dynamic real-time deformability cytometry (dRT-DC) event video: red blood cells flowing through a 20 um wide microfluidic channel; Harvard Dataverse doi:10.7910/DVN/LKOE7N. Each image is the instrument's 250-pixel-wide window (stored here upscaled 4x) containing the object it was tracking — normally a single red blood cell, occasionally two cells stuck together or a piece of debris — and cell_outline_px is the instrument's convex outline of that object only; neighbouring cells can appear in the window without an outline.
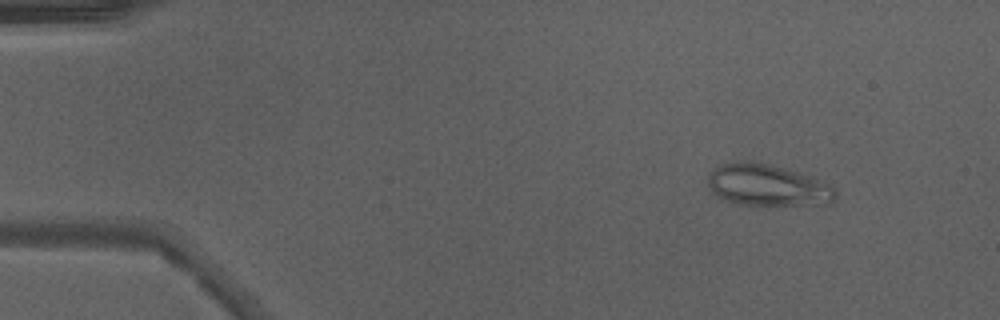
{"species": "Egyptian fruit bat (a non-hibernating species)", "species_latin": "Rousettus aegyptiacus", "temperature_condition": "warm", "stored_images_in_passage": 44, "camera_frame_rate_fps": 3000, "um_per_image_px": 0.085, "animal": {"sex": "male"}, "frame": {"image": 1, "passage_image": 1, "time_ms": 0.0, "image_size_px": [1000, 320], "cell_outline_px": [[836, 200], [828, 204], [740, 204], [716, 196], [708, 184], [708, 172], [720, 164], [736, 160], [772, 164], [812, 176], [836, 188]], "centroid_in_image_um": [65.24, 15.71], "position_along_channel_um": 19.8, "area_um2": 30.92}}
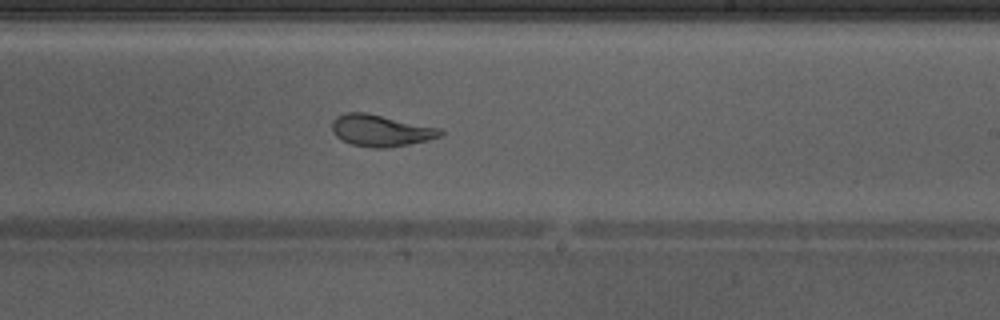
{"frame": {"image": 2, "passage_image": 25, "time_ms": 8.0, "image_size_px": [1000, 320], "cell_outline_px": [[444, 132], [440, 136], [428, 140], [388, 148], [372, 148], [352, 144], [336, 136], [332, 132], [332, 120], [336, 116], [344, 112], [364, 112], [440, 128]], "centroid_in_image_um": [32.34, 11.09], "position_along_channel_um": 256.7, "area_um2": 19.88}}
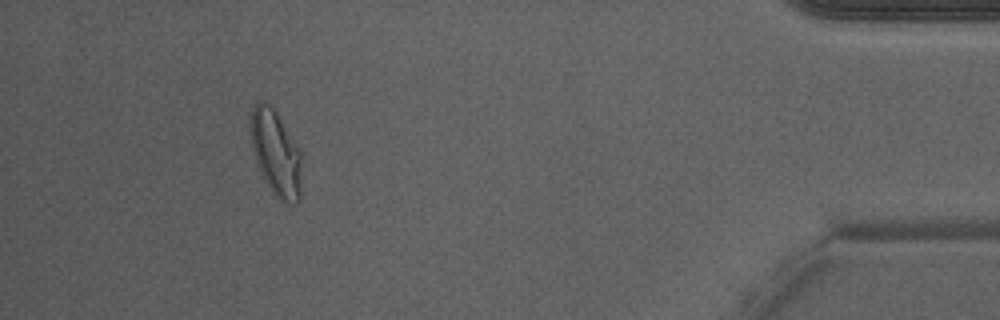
{"frame": {"image": 3, "passage_image": 40, "time_ms": 13.0, "image_size_px": [1000, 320], "cell_outline_px": [[300, 200], [296, 204], [292, 204], [280, 200], [276, 196], [268, 184], [256, 160], [252, 148], [248, 132], [248, 120], [252, 104], [260, 100], [268, 104], [276, 112], [300, 152]], "centroid_in_image_um": [23.38, 12.95], "position_along_channel_um": 411.8, "area_um2": 25.2}, "authors_computed_cell_mechanics": {"area_um2": 22.1952, "velocity_mm_per_s": 4.2467, "shape_relaxation_time_tau1_ms": 4.2251, "shape_relaxation_time_tau2_ms": 0.9385, "deformation_change_tau1": 0.1518, "deformation_change_tau2": 0.0339}}